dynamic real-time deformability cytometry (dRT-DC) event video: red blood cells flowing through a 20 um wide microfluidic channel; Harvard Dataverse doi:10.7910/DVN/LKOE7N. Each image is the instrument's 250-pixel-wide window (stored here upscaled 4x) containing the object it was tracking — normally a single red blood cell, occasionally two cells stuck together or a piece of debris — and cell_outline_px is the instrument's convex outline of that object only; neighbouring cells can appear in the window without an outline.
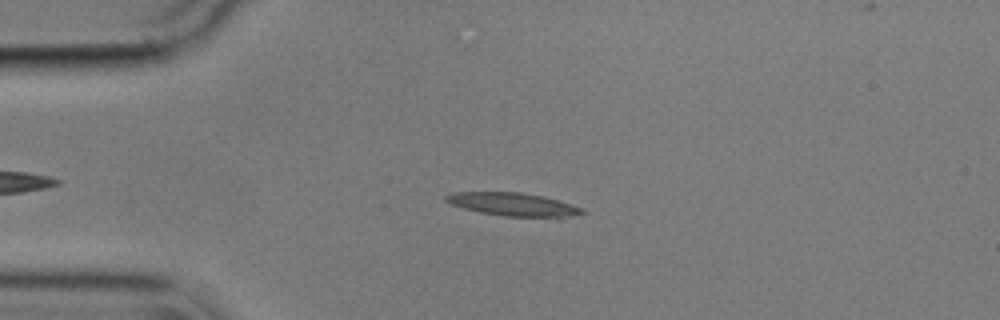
{"species": "common noctule bat (a hibernating species)", "species_latin": "Nyctalus noctula", "temperature_condition": "cold", "stored_images_in_passage": 46, "camera_frame_rate_fps": 3000, "um_per_image_px": 0.085, "animal": {"sex": "male", "body_mass_g": 17.9}, "frame": {"image": 1, "passage_image": 12, "time_ms": 3.667, "image_size_px": [1000, 320], "cell_outline_px": [[588, 212], [560, 220], [556, 220], [504, 216], [480, 212], [464, 208], [452, 204], [444, 200], [444, 196], [452, 192], [520, 192], [544, 196], [584, 208]], "centroid_in_image_um": [43.77, 17.42], "position_along_channel_um": 41.2, "area_um2": 19.25}}
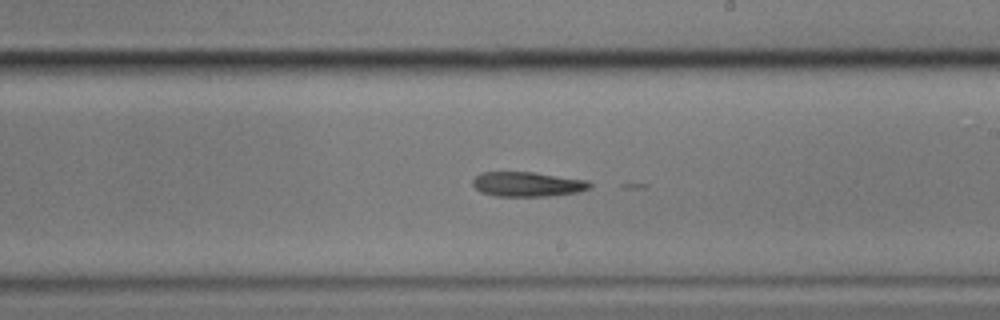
{"frame": {"image": 2, "passage_image": 31, "time_ms": 10.0, "image_size_px": [1000, 320], "cell_outline_px": [[592, 188], [580, 192], [548, 196], [496, 196], [480, 192], [472, 184], [472, 180], [480, 172], [532, 172], [588, 180], [592, 184]], "centroid_in_image_um": [44.86, 15.66], "position_along_channel_um": 244.1, "area_um2": 16.99}}
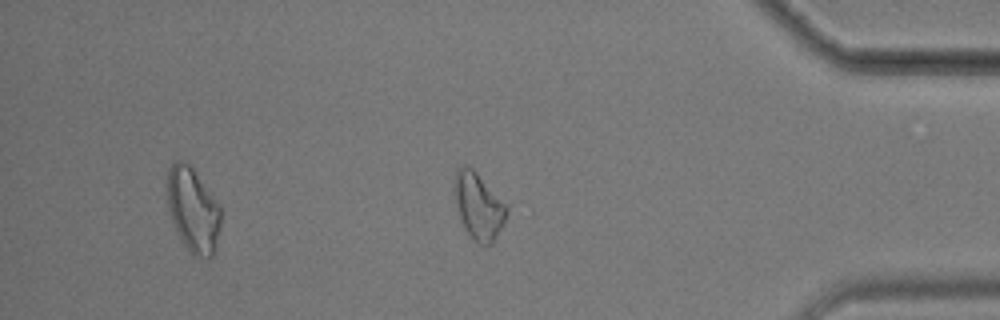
{"frame": {"image": 3, "passage_image": 46, "time_ms": 15.0, "image_size_px": [1000, 320], "cell_outline_px": [[508, 212], [504, 224], [492, 244], [484, 248], [464, 228], [452, 192], [452, 184], [456, 168], [464, 164], [472, 168], [508, 204]], "centroid_in_image_um": [40.67, 17.48], "position_along_channel_um": 394.5, "area_um2": 20.75}}